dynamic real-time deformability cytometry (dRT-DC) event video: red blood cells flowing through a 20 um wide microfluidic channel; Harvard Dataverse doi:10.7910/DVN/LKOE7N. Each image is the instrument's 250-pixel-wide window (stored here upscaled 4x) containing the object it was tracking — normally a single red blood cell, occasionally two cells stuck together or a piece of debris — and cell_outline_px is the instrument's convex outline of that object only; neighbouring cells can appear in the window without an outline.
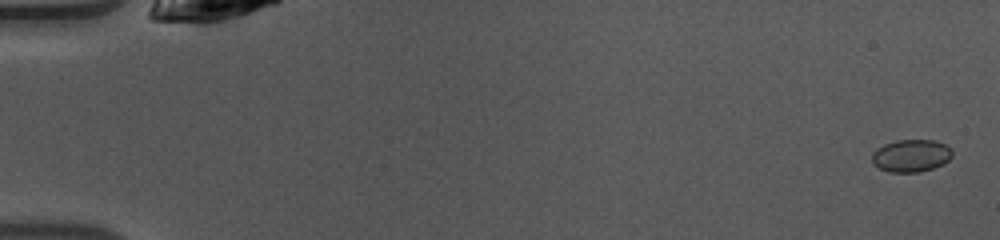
{"species": "common noctule bat (a hibernating species)", "species_latin": "Nyctalus noctula", "temperature_condition": "warm", "stored_images_in_passage": 49, "camera_frame_rate_fps": 3000, "um_per_image_px": 0.085, "animal": {"sex": "female", "body_mass_g": 10.0, "forearm_length_mm": 53.1}, "frame": {"image": 1, "passage_image": 2, "time_ms": 0.333, "image_size_px": [1000, 240], "cell_outline_px": [[952, 156], [944, 164], [920, 172], [888, 172], [872, 164], [872, 152], [876, 148], [884, 144], [896, 140], [932, 140], [944, 144], [952, 148]], "centroid_in_image_um": [77.43, 13.23], "position_along_channel_um": 7.6, "area_um2": 15.32}}
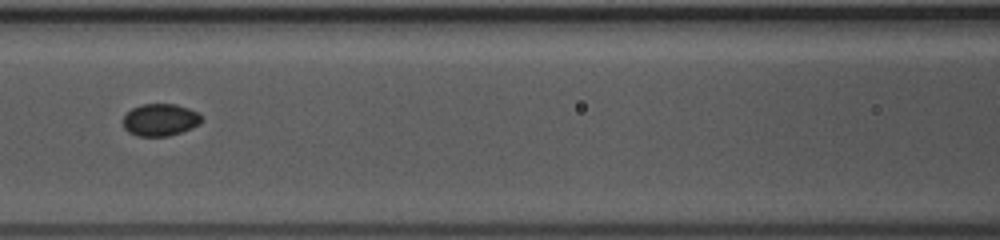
{"frame": {"image": 2, "passage_image": 23, "time_ms": 7.333, "image_size_px": [1000, 240], "cell_outline_px": [[204, 120], [200, 124], [192, 128], [168, 136], [136, 136], [128, 132], [124, 128], [124, 116], [132, 108], [140, 104], [176, 104], [188, 108], [196, 112]], "centroid_in_image_um": [13.62, 10.19], "position_along_channel_um": 153.0, "area_um2": 14.74}}
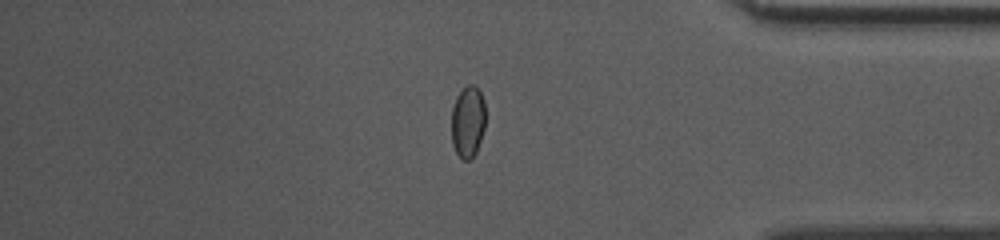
{"frame": {"image": 3, "passage_image": 42, "time_ms": 13.667, "image_size_px": [1000, 240], "cell_outline_px": [[484, 128], [476, 152], [468, 160], [464, 160], [456, 152], [452, 144], [452, 108], [456, 96], [468, 84], [472, 84], [480, 88], [484, 100]], "centroid_in_image_um": [39.76, 10.3], "position_along_channel_um": 395.4, "area_um2": 14.16}, "authors_computed_cell_mechanics": {"area_um2": 14.9124, "velocity_mm_per_s": 4.1429, "shape_relaxation_time_tau1_ms": null, "shape_relaxation_time_tau2_ms": 1.0212, "deformation_change_tau1": null, "deformation_change_tau2": 0.0223}}